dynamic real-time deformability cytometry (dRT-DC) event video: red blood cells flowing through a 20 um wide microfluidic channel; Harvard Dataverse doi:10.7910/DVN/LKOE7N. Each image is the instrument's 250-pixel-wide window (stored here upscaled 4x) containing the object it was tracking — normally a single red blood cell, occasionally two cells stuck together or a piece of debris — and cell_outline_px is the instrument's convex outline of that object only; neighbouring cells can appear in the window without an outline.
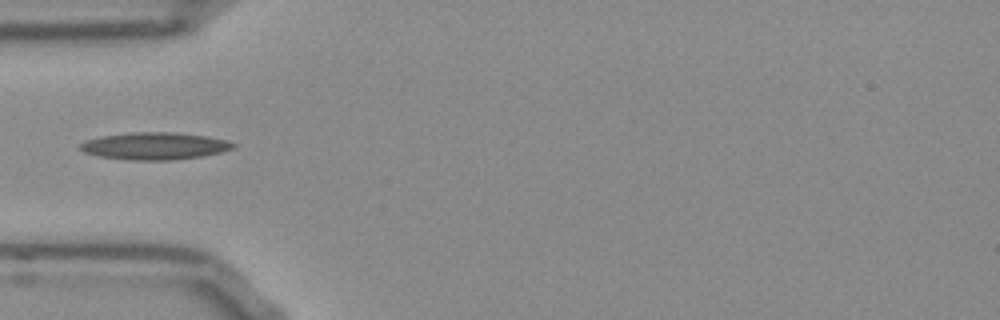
{"species": "Egyptian fruit bat (a non-hibernating species)", "species_latin": "Rousettus aegyptiacus", "temperature_condition": "room temperature", "stored_images_in_passage": 31, "camera_frame_rate_fps": 3000, "um_per_image_px": 0.085, "frame": {"image": 1, "passage_image": 1, "time_ms": 0.0, "image_size_px": [1000, 320], "cell_outline_px": [[236, 144], [232, 148], [220, 152], [200, 156], [168, 160], [128, 160], [100, 156], [84, 152], [80, 148], [80, 144], [84, 140], [100, 136], [132, 132], [172, 132], [208, 136], [224, 140]], "centroid_in_image_um": [13.09, 12.4], "position_along_channel_um": 71.9, "area_um2": 24.04}}
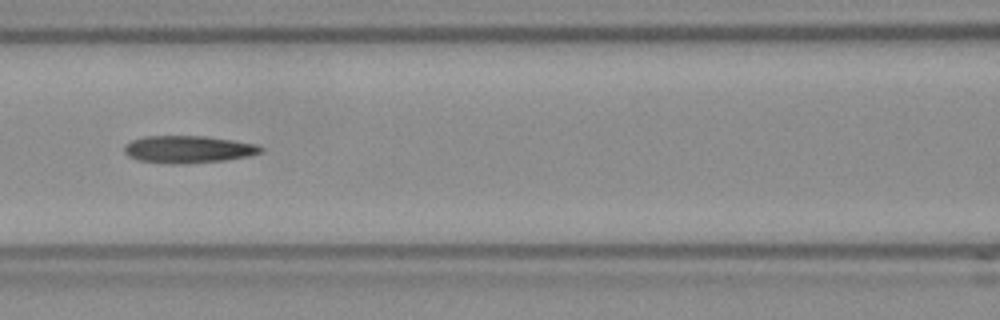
{"frame": {"image": 2, "passage_image": 7, "time_ms": 2.0, "image_size_px": [1000, 320], "cell_outline_px": [[264, 148], [260, 152], [244, 156], [224, 160], [188, 164], [172, 164], [136, 160], [128, 156], [124, 152], [124, 144], [132, 140], [144, 136], [204, 136], [232, 140], [256, 144]], "centroid_in_image_um": [15.92, 12.69], "position_along_channel_um": 150.7, "area_um2": 21.68}}
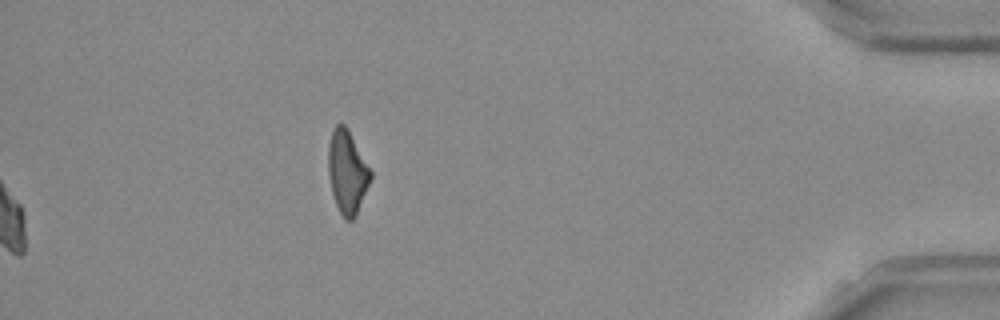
{"frame": {"image": 3, "passage_image": 31, "time_ms": 10.0, "image_size_px": [1000, 320], "cell_outline_px": [[372, 176], [356, 216], [352, 220], [344, 220], [336, 204], [332, 192], [328, 172], [328, 144], [332, 132], [336, 124], [344, 124], [348, 128], [372, 172]], "centroid_in_image_um": [29.51, 14.62], "position_along_channel_um": 405.7, "area_um2": 20.4}}